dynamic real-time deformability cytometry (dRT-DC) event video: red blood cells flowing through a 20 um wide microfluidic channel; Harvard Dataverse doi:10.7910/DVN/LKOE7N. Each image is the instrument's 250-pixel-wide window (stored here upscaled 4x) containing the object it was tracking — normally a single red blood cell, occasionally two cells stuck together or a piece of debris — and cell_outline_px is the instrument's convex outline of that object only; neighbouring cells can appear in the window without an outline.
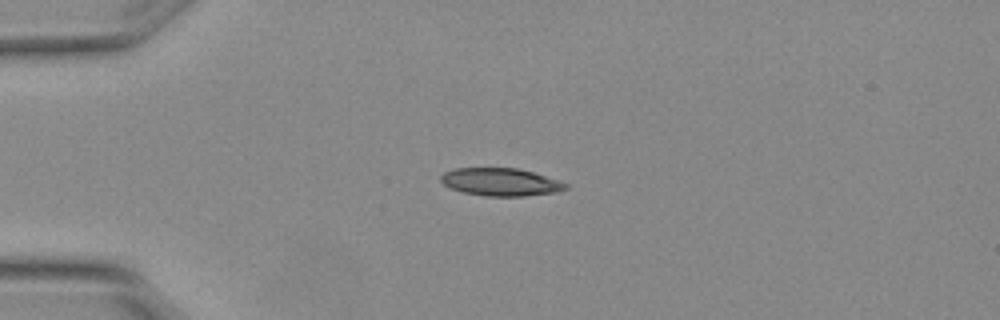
{"species": "Egyptian fruit bat (a non-hibernating species)", "species_latin": "Rousettus aegyptiacus", "temperature_condition": "warm", "stored_images_in_passage": 6, "camera_frame_rate_fps": 3000, "um_per_image_px": 0.085, "animal": {"sex": "female"}, "frame": {"image": 1, "passage_image": 3, "time_ms": 0.667, "image_size_px": [1000, 320], "cell_outline_px": [[568, 188], [556, 192], [524, 196], [488, 196], [464, 192], [448, 188], [440, 180], [440, 176], [444, 172], [456, 168], [516, 168], [532, 172], [568, 184]], "centroid_in_image_um": [42.52, 15.47], "position_along_channel_um": 42.5, "area_um2": 20.0}}
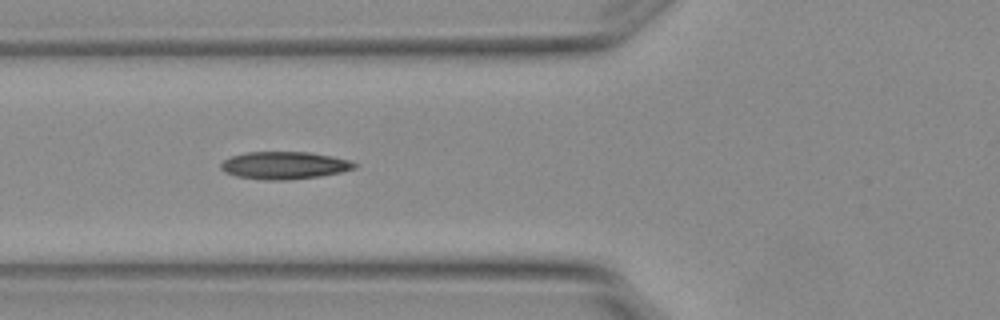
{"frame": {"image": 2, "passage_image": 5, "time_ms": 1.333, "image_size_px": [1000, 320], "cell_outline_px": [[356, 168], [340, 172], [320, 176], [288, 180], [264, 180], [236, 176], [224, 172], [220, 168], [220, 164], [224, 160], [232, 156], [248, 152], [308, 152], [332, 156], [348, 160], [356, 164]], "centroid_in_image_um": [24.14, 14.06], "position_along_channel_um": 101.7, "area_um2": 21.33}}
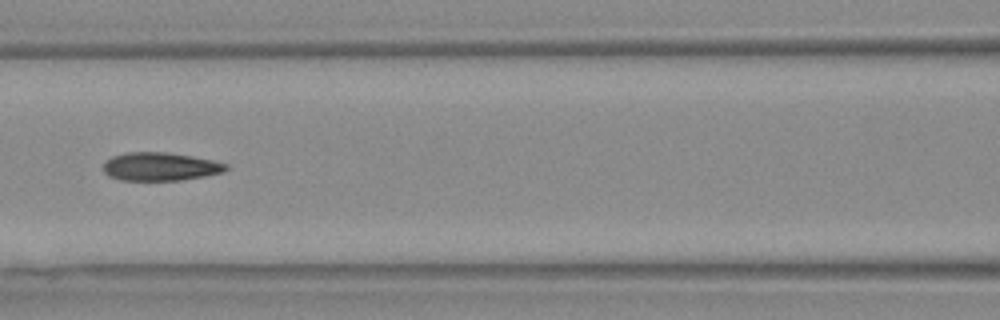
{"frame": {"image": 3, "passage_image": 6, "time_ms": 1.667, "image_size_px": [1000, 320], "cell_outline_px": [[228, 168], [224, 172], [204, 176], [180, 180], [120, 180], [108, 176], [104, 172], [104, 164], [112, 156], [128, 152], [164, 152], [192, 156], [212, 160], [228, 164]], "centroid_in_image_um": [13.63, 14.16], "position_along_channel_um": 153.0, "area_um2": 20.11}}